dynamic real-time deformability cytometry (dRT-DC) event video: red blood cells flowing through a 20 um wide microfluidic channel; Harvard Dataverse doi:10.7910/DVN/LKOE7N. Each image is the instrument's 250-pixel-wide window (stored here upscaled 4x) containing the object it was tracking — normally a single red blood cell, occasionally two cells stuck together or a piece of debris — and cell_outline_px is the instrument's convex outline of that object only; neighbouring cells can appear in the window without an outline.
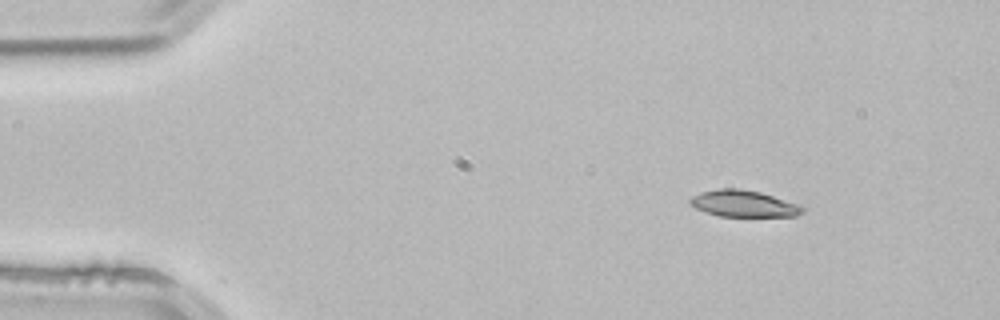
{"species": "common noctule bat (a hibernating species)", "species_latin": "Nyctalus noctula", "temperature_condition": "room temperature", "stored_images_in_passage": 3, "camera_frame_rate_fps": 3000, "um_per_image_px": 0.085, "animal": {"sex": "male", "body_mass_g": 21.5, "forearm_length_mm": 52.0}, "frame": {"image": 1, "passage_image": 1, "time_ms": 0.0, "image_size_px": [1000, 320], "cell_outline_px": [[804, 212], [796, 216], [720, 216], [704, 212], [696, 208], [688, 200], [692, 196], [700, 192], [720, 188], [740, 188], [760, 192], [800, 204], [804, 208]], "centroid_in_image_um": [63.21, 17.3], "position_along_channel_um": 21.8, "area_um2": 17.46}}
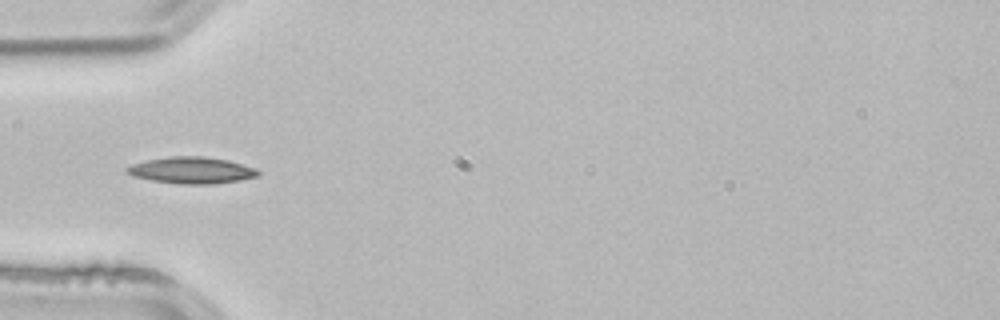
{"frame": {"image": 2, "passage_image": 3, "time_ms": 0.667, "image_size_px": [1000, 320], "cell_outline_px": [[260, 172], [256, 176], [240, 180], [212, 184], [180, 184], [152, 180], [132, 176], [124, 172], [124, 168], [128, 164], [168, 156], [204, 156], [228, 160], [256, 168]], "centroid_in_image_um": [16.22, 14.46], "position_along_channel_um": 68.8, "area_um2": 20.46}}